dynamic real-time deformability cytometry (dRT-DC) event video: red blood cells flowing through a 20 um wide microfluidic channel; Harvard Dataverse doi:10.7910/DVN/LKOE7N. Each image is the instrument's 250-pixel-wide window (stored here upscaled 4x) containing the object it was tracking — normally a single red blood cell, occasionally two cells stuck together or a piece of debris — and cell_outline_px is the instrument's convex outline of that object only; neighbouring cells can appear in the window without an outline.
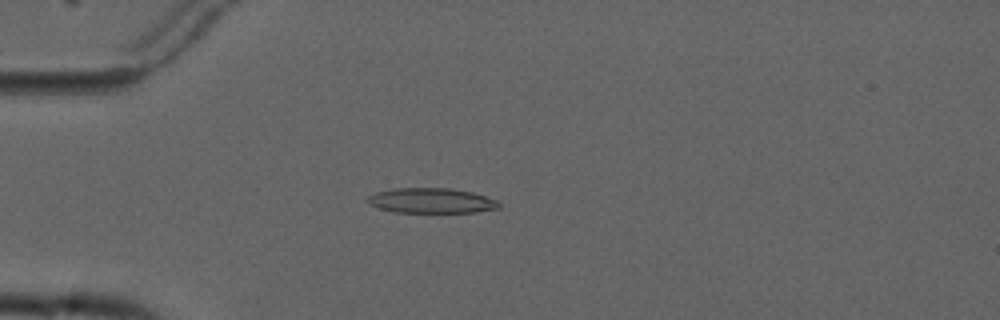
{"species": "common noctule bat (a hibernating species)", "species_latin": "Nyctalus noctula", "temperature_condition": "cold", "stored_images_in_passage": 5, "camera_frame_rate_fps": 3000, "um_per_image_px": 0.085, "animal": {"sex": "male", "forearm_length_mm": 52.5}, "frame": {"image": 1, "passage_image": 5, "time_ms": 4.667, "image_size_px": [1000, 320], "cell_outline_px": [[500, 208], [476, 212], [396, 212], [380, 208], [368, 204], [368, 196], [376, 192], [392, 188], [452, 188], [472, 192], [496, 200], [500, 204]], "centroid_in_image_um": [36.67, 17.05], "position_along_channel_um": 48.3, "area_um2": 19.13}}